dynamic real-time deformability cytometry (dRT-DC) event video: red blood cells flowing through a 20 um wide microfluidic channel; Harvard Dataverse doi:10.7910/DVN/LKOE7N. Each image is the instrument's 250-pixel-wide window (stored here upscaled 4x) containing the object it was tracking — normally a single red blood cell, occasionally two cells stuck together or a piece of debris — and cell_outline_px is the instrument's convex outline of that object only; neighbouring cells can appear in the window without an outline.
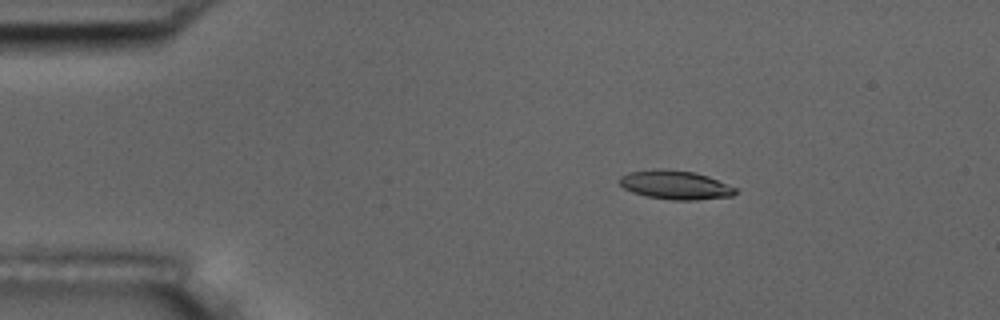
{"species": "common noctule bat (a hibernating species)", "species_latin": "Nyctalus noctula", "temperature_condition": "room temperature", "stored_images_in_passage": 5, "camera_frame_rate_fps": 3000, "um_per_image_px": 0.085, "animal": {"sex": "male", "body_mass_g": 17.5, "forearm_length_mm": 52.3}, "frame": {"image": 1, "passage_image": 3, "time_ms": 2.333, "image_size_px": [1000, 320], "cell_outline_px": [[736, 192], [732, 196], [696, 200], [672, 200], [644, 196], [632, 192], [624, 188], [620, 184], [620, 176], [628, 172], [656, 168], [664, 168], [692, 172], [708, 176], [736, 188]], "centroid_in_image_um": [57.36, 15.71], "position_along_channel_um": 27.6, "area_um2": 19.54}}